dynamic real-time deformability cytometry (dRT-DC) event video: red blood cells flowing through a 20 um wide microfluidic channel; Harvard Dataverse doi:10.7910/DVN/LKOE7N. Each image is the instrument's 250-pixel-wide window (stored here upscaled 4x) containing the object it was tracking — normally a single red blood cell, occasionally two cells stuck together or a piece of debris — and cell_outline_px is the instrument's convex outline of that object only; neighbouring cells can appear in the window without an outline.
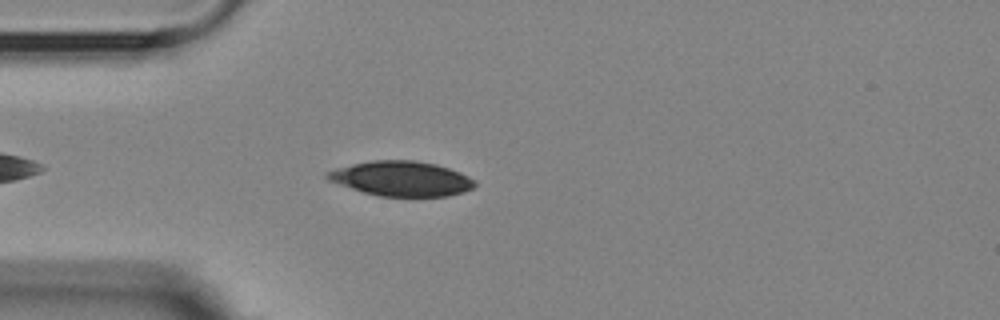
{"species": "Egyptian fruit bat (a non-hibernating species)", "species_latin": "Rousettus aegyptiacus", "temperature_condition": "room temperature", "stored_images_in_passage": 4, "camera_frame_rate_fps": 3000, "um_per_image_px": 0.085, "animal": {"sex": "female"}, "frame": {"image": 1, "passage_image": 3, "time_ms": 3.333, "image_size_px": [1000, 320], "cell_outline_px": [[476, 188], [464, 192], [448, 196], [380, 196], [364, 192], [328, 180], [324, 176], [324, 172], [336, 168], [352, 164], [372, 160], [412, 160], [436, 164], [460, 172], [476, 180]], "centroid_in_image_um": [34.15, 15.18], "position_along_channel_um": 50.9, "area_um2": 30.0}}